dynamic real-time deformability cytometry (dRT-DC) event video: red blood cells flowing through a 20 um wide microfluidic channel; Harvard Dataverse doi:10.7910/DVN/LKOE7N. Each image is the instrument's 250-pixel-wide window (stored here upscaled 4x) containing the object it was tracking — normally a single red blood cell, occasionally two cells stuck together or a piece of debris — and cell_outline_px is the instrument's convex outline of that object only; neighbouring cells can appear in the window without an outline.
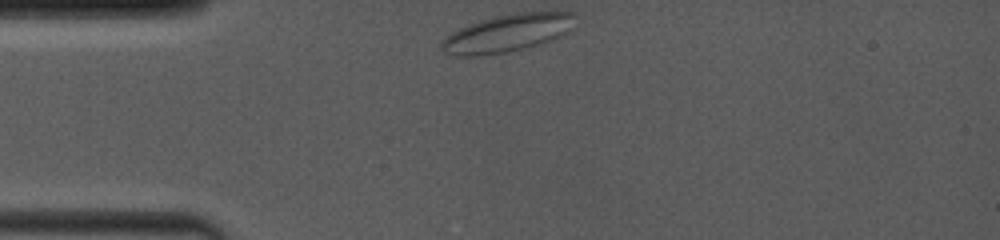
{"species": "common noctule bat (a hibernating species)", "species_latin": "Nyctalus noctula", "temperature_condition": "room temperature", "stored_images_in_passage": 30, "camera_frame_rate_fps": 4000, "um_per_image_px": 0.085, "animal": {"sex": "female", "body_mass_g": 19.0, "forearm_length_mm": 53.3}, "frame": {"image": 1, "passage_image": 1, "time_ms": 0.0, "image_size_px": [1000, 240], "cell_outline_px": [[576, 12], [572, 28], [568, 32], [544, 44], [504, 52], [476, 56], [456, 56], [444, 52], [440, 48], [440, 44], [444, 36], [460, 28], [480, 20], [496, 16], [516, 12]], "centroid_in_image_um": [43.13, 2.82], "position_along_channel_um": 41.9, "area_um2": 29.42}}
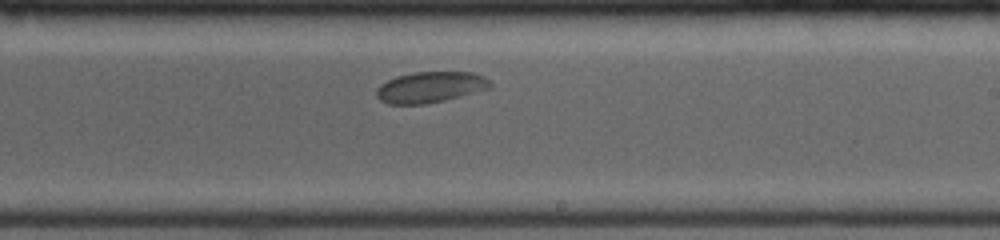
{"frame": {"image": 2, "passage_image": 18, "time_ms": 6.0, "image_size_px": [1000, 240], "cell_outline_px": [[492, 88], [444, 100], [424, 104], [388, 104], [380, 100], [376, 96], [376, 88], [380, 84], [396, 76], [412, 72], [472, 72], [484, 76], [492, 80]], "centroid_in_image_um": [36.59, 7.4], "position_along_channel_um": 252.4, "area_um2": 20.69}}
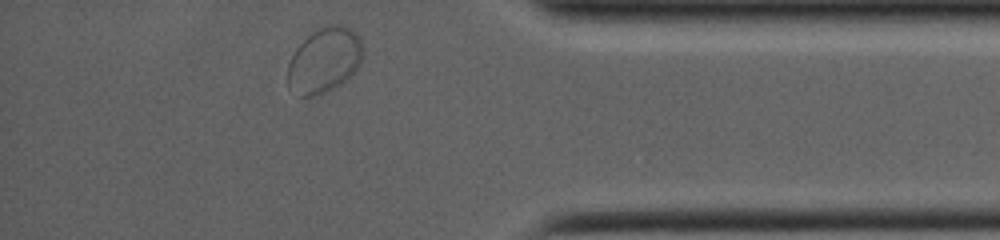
{"frame": {"image": 3, "passage_image": 30, "time_ms": 10.25, "image_size_px": [1000, 240], "cell_outline_px": [[364, 52], [360, 64], [340, 84], [320, 96], [300, 96], [288, 84], [288, 64], [296, 48], [312, 32], [328, 24], [344, 24], [356, 32], [360, 36], [364, 48]], "centroid_in_image_um": [27.6, 5.09], "position_along_channel_um": 407.6, "area_um2": 28.55}, "authors_computed_cell_mechanics": {"area_um2": 21.5594, "velocity_mm_per_s": 3.9142, "shape_relaxation_time_tau1_ms": 2.5115, "shape_relaxation_time_tau2_ms": null, "deformation_change_tau1": 0.0534, "deformation_change_tau2": null}}